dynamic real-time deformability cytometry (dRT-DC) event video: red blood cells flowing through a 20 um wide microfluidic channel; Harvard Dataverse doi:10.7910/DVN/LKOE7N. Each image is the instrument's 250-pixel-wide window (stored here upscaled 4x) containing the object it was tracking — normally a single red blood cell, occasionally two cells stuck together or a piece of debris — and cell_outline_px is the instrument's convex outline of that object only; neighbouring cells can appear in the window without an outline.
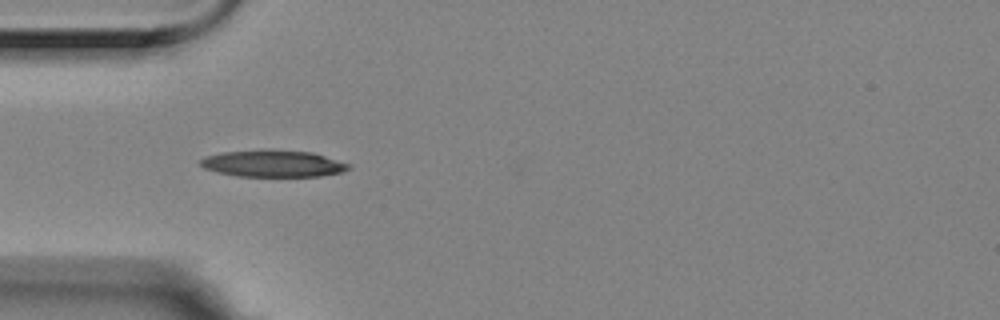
{"species": "Egyptian fruit bat (a non-hibernating species)", "species_latin": "Rousettus aegyptiacus", "temperature_condition": "room temperature", "stored_images_in_passage": 10, "camera_frame_rate_fps": 3000, "um_per_image_px": 0.085, "animal": {"sex": "female"}, "frame": {"image": 1, "passage_image": 3, "time_ms": 0.667, "image_size_px": [1000, 320], "cell_outline_px": [[352, 168], [344, 172], [320, 176], [236, 176], [216, 172], [204, 168], [200, 164], [200, 160], [208, 156], [224, 152], [312, 152], [352, 164]], "centroid_in_image_um": [23.29, 13.95], "position_along_channel_um": 61.7, "area_um2": 22.25}}
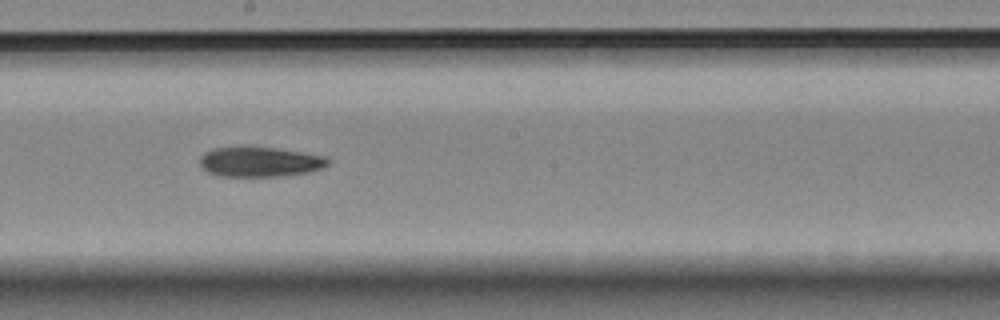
{"frame": {"image": 2, "passage_image": 7, "time_ms": 2.0, "image_size_px": [1000, 320], "cell_outline_px": [[328, 164], [320, 168], [308, 172], [280, 176], [220, 176], [208, 172], [200, 164], [200, 156], [204, 152], [212, 148], [276, 148], [328, 156]], "centroid_in_image_um": [22.09, 13.76], "position_along_channel_um": 226.1, "area_um2": 21.96}}
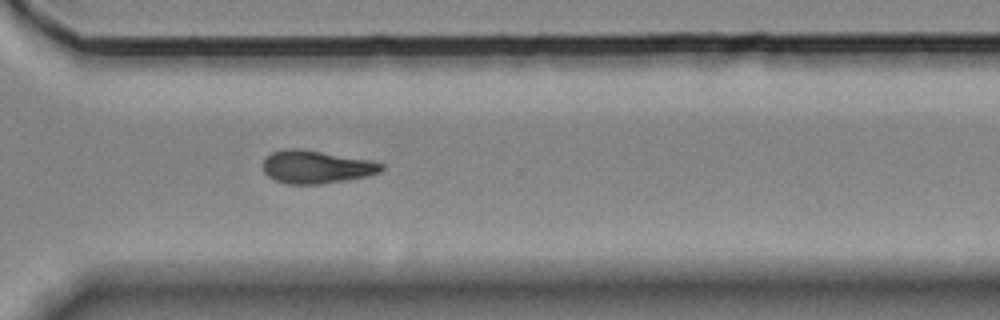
{"frame": {"image": 3, "passage_image": 10, "time_ms": 3.0, "image_size_px": [1000, 320], "cell_outline_px": [[384, 168], [380, 172], [368, 176], [320, 184], [288, 184], [276, 180], [268, 176], [264, 172], [264, 160], [272, 152], [288, 148], [300, 148], [368, 160], [384, 164]], "centroid_in_image_um": [26.88, 14.19], "position_along_channel_um": 343.7, "area_um2": 22.48}}